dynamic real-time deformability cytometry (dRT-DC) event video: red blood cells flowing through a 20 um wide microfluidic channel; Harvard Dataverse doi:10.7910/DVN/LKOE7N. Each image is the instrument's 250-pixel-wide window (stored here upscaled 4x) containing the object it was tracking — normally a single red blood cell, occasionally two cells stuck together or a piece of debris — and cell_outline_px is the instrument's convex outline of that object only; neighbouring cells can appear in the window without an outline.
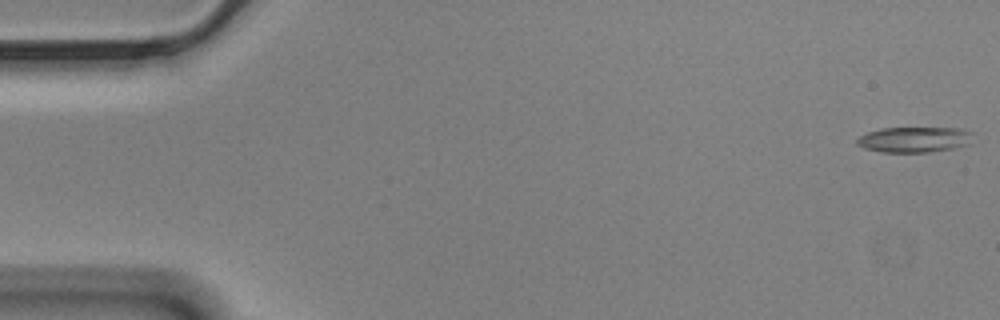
{"species": "Egyptian fruit bat (a non-hibernating species)", "species_latin": "Rousettus aegyptiacus", "temperature_condition": "cold", "stored_images_in_passage": 57, "segment_of_instrument_passage": [1, 2], "camera_frame_rate_fps": 3000, "um_per_image_px": 0.085, "animal": {"sex": "male"}, "frame": {"image": 1, "passage_image": 1, "time_ms": 0.0, "image_size_px": [1000, 320], "cell_outline_px": [[972, 132], [968, 144], [952, 148], [928, 152], [884, 152], [864, 148], [856, 144], [856, 140], [860, 136], [868, 132], [880, 128], [956, 128]], "centroid_in_image_um": [77.66, 11.86], "position_along_channel_um": 7.3, "area_um2": 16.99}}
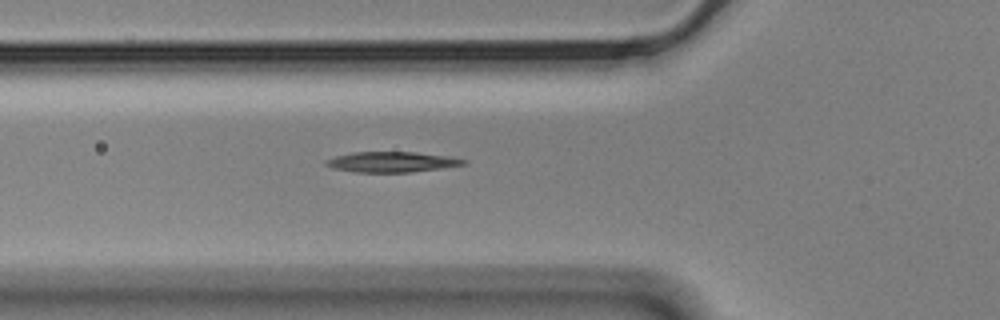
{"frame": {"image": 2, "passage_image": 20, "time_ms": 6.333, "image_size_px": [1000, 320], "cell_outline_px": [[468, 160], [464, 164], [440, 168], [412, 172], [356, 172], [332, 168], [324, 164], [324, 160], [336, 156], [352, 152], [416, 152], [452, 156]], "centroid_in_image_um": [33.29, 13.76], "position_along_channel_um": 92.5, "area_um2": 16.42}}
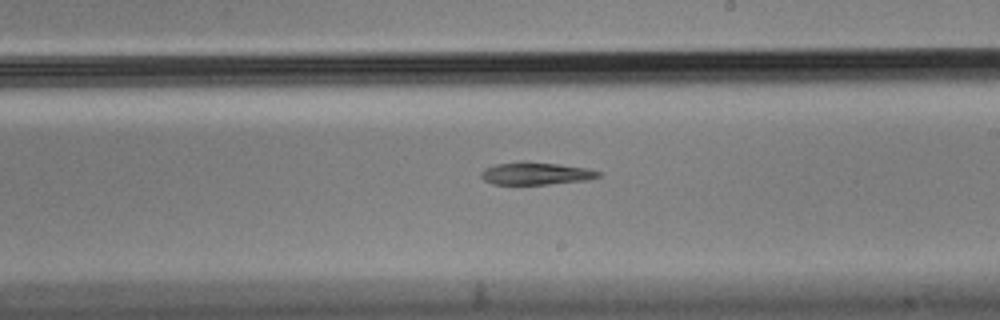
{"frame": {"image": 3, "passage_image": 33, "time_ms": 10.667, "image_size_px": [1000, 320], "cell_outline_px": [[600, 176], [588, 180], [548, 184], [492, 184], [484, 180], [480, 176], [480, 172], [484, 168], [496, 164], [520, 160], [524, 160], [560, 164], [588, 168], [600, 172]], "centroid_in_image_um": [45.51, 14.72], "position_along_channel_um": 243.5, "area_um2": 15.66}}